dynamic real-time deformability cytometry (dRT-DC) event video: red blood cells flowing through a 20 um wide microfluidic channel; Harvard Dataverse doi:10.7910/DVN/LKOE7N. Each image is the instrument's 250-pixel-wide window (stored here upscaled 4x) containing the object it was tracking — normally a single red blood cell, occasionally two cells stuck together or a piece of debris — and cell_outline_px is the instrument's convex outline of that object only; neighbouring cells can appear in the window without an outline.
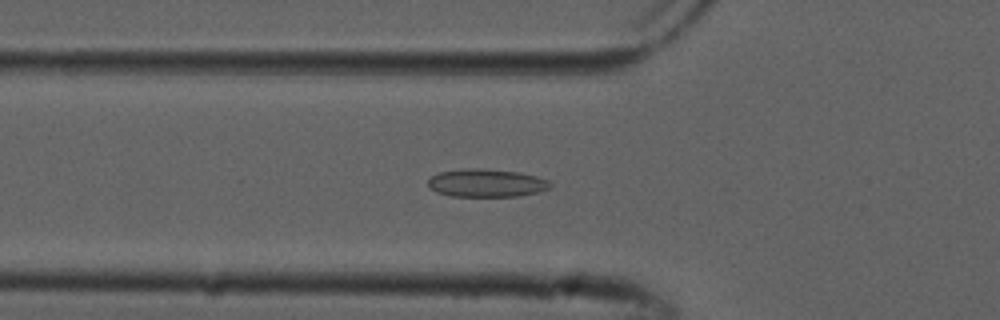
{"species": "common noctule bat (a hibernating species)", "species_latin": "Nyctalus noctula", "temperature_condition": "cold", "stored_images_in_passage": 49, "camera_frame_rate_fps": 3000, "um_per_image_px": 0.085, "animal": {"sex": "male", "forearm_length_mm": 52.5}, "frame": {"image": 1, "passage_image": 15, "time_ms": 4.667, "image_size_px": [1000, 320], "cell_outline_px": [[552, 184], [548, 188], [540, 192], [516, 196], [452, 196], [436, 192], [428, 188], [428, 180], [432, 176], [440, 172], [468, 168], [476, 168], [516, 172], [536, 176], [548, 180]], "centroid_in_image_um": [41.32, 15.56], "position_along_channel_um": 84.5, "area_um2": 19.77}}
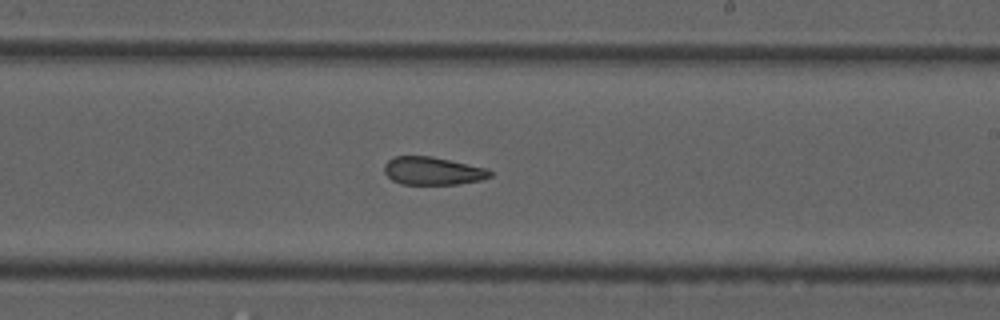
{"frame": {"image": 2, "passage_image": 28, "time_ms": 9.0, "image_size_px": [1000, 320], "cell_outline_px": [[492, 176], [480, 180], [456, 184], [400, 184], [392, 180], [384, 172], [384, 164], [388, 160], [396, 156], [432, 156], [488, 168], [492, 172]], "centroid_in_image_um": [36.78, 14.52], "position_along_channel_um": 252.2, "area_um2": 17.28}}
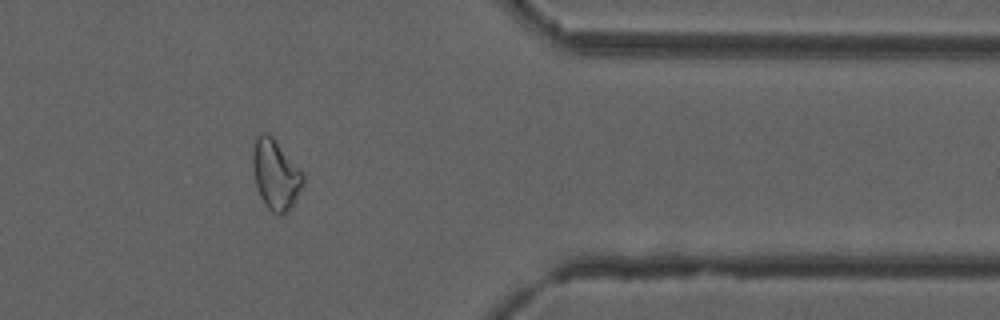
{"frame": {"image": 3, "passage_image": 40, "time_ms": 13.0, "image_size_px": [1000, 320], "cell_outline_px": [[304, 184], [292, 208], [284, 216], [276, 216], [264, 204], [260, 196], [256, 184], [252, 168], [252, 156], [256, 136], [260, 132], [268, 132], [276, 140], [304, 176]], "centroid_in_image_um": [23.42, 14.88], "position_along_channel_um": 388.0, "area_um2": 20.75}, "authors_computed_cell_mechanics": {"area_um2": 19.7676, "velocity_mm_per_s": 3.8631, "shape_relaxation_time_tau1_ms": null, "shape_relaxation_time_tau2_ms": 3.5859, "deformation_change_tau1": null, "deformation_change_tau2": 0.1012}}